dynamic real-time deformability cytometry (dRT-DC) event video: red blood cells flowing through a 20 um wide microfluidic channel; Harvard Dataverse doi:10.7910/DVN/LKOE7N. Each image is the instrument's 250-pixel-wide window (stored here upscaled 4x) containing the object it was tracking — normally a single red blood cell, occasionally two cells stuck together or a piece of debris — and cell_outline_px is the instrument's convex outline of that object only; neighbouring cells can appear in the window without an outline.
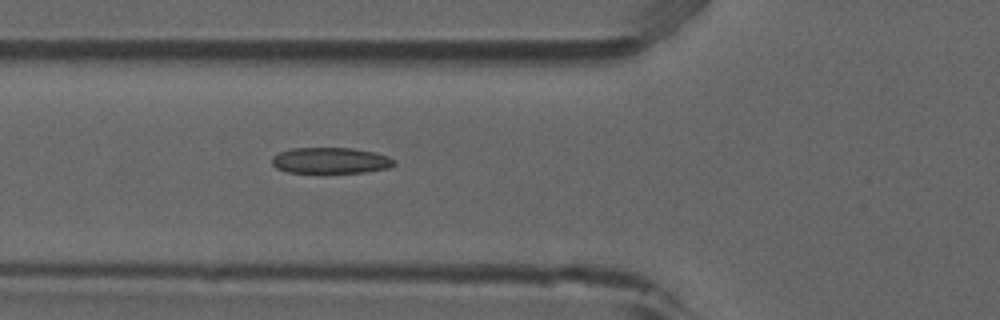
{"species": "common noctule bat (a hibernating species)", "species_latin": "Nyctalus noctula", "temperature_condition": "room temperature", "stored_images_in_passage": 4, "camera_frame_rate_fps": 3000, "um_per_image_px": 0.085, "animal": {"sex": "male", "forearm_length_mm": 52.5}, "frame": {"image": 1, "passage_image": 4, "time_ms": 1.0, "image_size_px": [1000, 320], "cell_outline_px": [[396, 164], [388, 168], [364, 172], [324, 176], [288, 172], [276, 168], [272, 164], [272, 156], [280, 152], [292, 148], [352, 148], [372, 152], [388, 156], [396, 160]], "centroid_in_image_um": [28.07, 13.7], "position_along_channel_um": 97.7, "area_um2": 19.48}}